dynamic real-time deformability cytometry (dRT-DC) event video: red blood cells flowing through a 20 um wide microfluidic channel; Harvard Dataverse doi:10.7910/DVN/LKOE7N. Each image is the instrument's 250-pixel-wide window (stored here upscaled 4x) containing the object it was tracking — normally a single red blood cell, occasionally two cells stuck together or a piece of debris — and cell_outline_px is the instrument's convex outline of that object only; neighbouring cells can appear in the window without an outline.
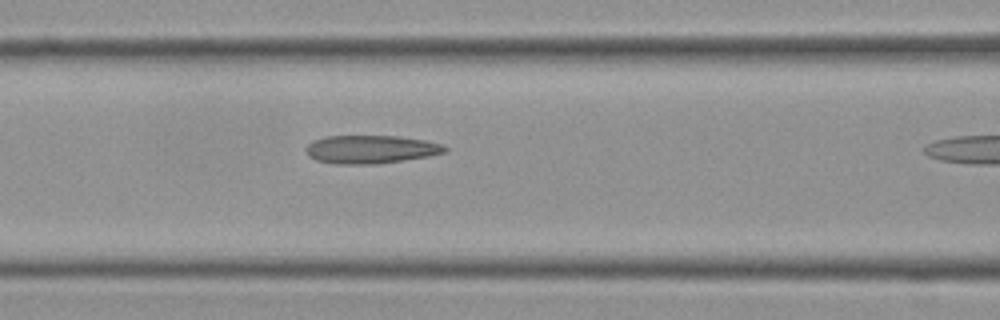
{"species": "Egyptian fruit bat (a non-hibernating species)", "species_latin": "Rousettus aegyptiacus", "temperature_condition": "cold", "stored_images_in_passage": 11, "camera_frame_rate_fps": 3000, "um_per_image_px": 0.085, "frame": {"image": 1, "passage_image": 10, "time_ms": 3.0, "image_size_px": [1000, 320], "cell_outline_px": [[448, 148], [444, 152], [428, 156], [372, 164], [336, 164], [316, 160], [308, 156], [304, 148], [312, 140], [324, 136], [396, 136], [424, 140], [440, 144]], "centroid_in_image_um": [31.43, 12.69], "position_along_channel_um": 135.2, "area_um2": 22.66}}